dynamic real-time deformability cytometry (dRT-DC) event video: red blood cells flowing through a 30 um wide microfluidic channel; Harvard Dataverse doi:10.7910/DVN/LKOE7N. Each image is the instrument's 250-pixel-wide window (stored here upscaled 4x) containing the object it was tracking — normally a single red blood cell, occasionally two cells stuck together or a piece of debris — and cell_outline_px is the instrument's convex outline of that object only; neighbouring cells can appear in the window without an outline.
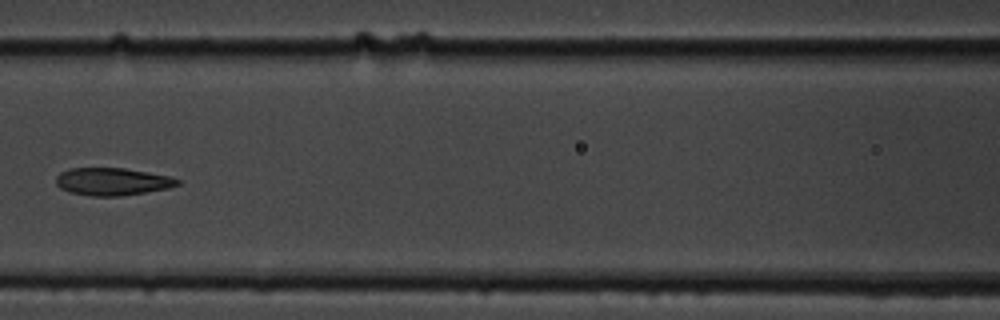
{"species": "common noctule bat (a hibernating species)", "species_latin": "Nyctalus noctula", "temperature_condition": "cold", "stored_images_in_passage": 8, "camera_frame_rate_fps": 3000, "um_per_image_px": 0.085, "animal": {"sex": "male", "body_mass_g": 19.5, "forearm_length_mm": 54.6}, "frame": {"image": 1, "passage_image": 8, "time_ms": 8.0, "image_size_px": [1000, 320], "cell_outline_px": [[180, 184], [168, 188], [120, 196], [92, 196], [72, 192], [60, 188], [56, 184], [56, 176], [60, 172], [72, 168], [124, 168], [148, 172], [168, 176], [180, 180]], "centroid_in_image_um": [9.54, 15.43], "position_along_channel_um": 157.1, "area_um2": 19.31}}